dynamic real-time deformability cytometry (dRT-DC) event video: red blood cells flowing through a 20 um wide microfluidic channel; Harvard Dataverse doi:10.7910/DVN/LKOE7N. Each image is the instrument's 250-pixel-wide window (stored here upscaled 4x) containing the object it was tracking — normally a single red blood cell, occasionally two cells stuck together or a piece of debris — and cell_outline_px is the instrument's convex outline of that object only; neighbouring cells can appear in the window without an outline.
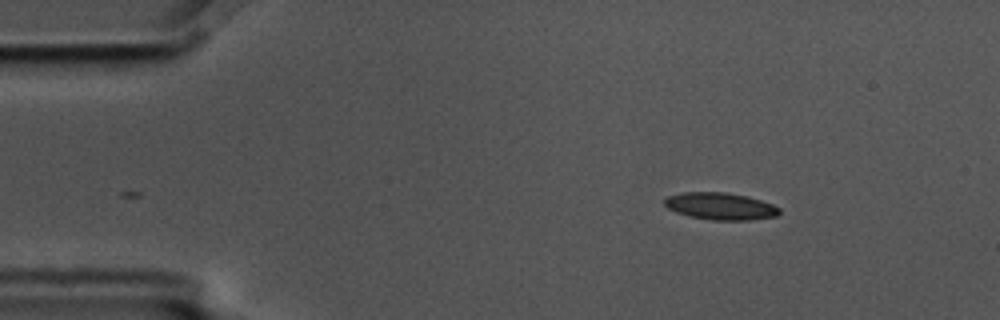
{"species": "common noctule bat (a hibernating species)", "species_latin": "Nyctalus noctula", "temperature_condition": "cold", "stored_images_in_passage": 2, "camera_frame_rate_fps": 3000, "um_per_image_px": 0.085, "animal": {"sex": "male", "body_mass_g": 17.5, "forearm_length_mm": 52.3}, "frame": {"image": 1, "passage_image": 2, "time_ms": 0.333, "image_size_px": [1000, 320], "cell_outline_px": [[780, 212], [776, 216], [748, 220], [712, 220], [692, 216], [676, 212], [668, 208], [664, 204], [664, 200], [668, 196], [684, 192], [724, 192], [748, 196], [772, 204], [780, 208]], "centroid_in_image_um": [61.24, 17.52], "position_along_channel_um": 23.8, "area_um2": 17.98}}